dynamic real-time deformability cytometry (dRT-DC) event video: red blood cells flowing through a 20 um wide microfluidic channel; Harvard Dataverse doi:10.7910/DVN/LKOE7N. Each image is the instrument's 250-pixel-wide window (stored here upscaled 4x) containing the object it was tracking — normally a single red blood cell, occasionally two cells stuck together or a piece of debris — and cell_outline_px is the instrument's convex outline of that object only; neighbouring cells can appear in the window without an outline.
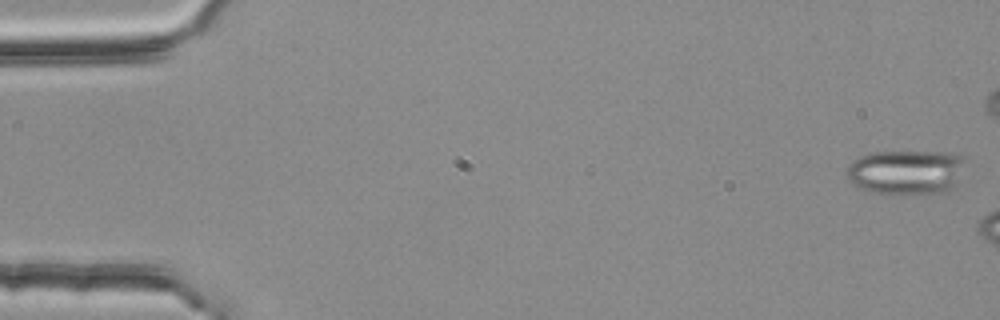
{"species": "common noctule bat (a hibernating species)", "species_latin": "Nyctalus noctula", "temperature_condition": "room temperature", "stored_images_in_passage": 8, "camera_frame_rate_fps": 3000, "um_per_image_px": 0.085, "animal": {"sex": "female", "body_mass_g": 25.1}, "frame": {"image": 1, "passage_image": 1, "time_ms": 0.0, "image_size_px": [1000, 320], "cell_outline_px": [[964, 160], [956, 192], [872, 192], [860, 188], [848, 180], [844, 172], [848, 164], [852, 160], [860, 156], [872, 152], [948, 152], [964, 156]], "centroid_in_image_um": [77.03, 14.61], "position_along_channel_um": 8.0, "area_um2": 30.92}}